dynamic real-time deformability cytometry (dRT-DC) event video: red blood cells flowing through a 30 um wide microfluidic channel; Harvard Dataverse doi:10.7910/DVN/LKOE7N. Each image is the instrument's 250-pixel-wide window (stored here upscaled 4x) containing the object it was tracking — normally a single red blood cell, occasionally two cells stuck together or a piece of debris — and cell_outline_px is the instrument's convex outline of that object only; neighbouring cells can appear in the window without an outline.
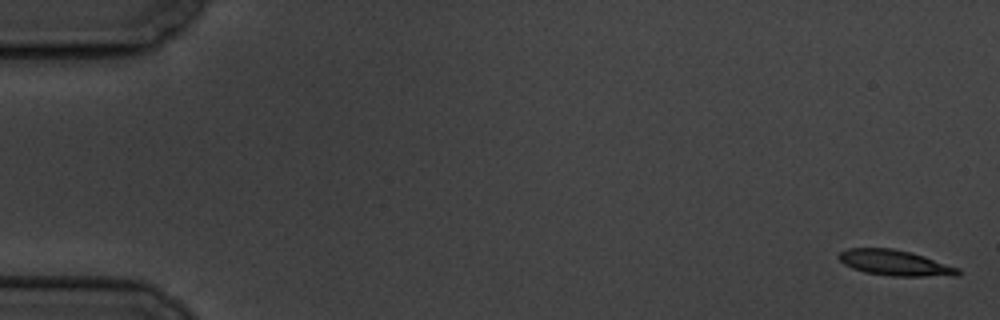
{"species": "common noctule bat (a hibernating species)", "species_latin": "Nyctalus noctula", "temperature_condition": "cold", "stored_images_in_passage": 8, "camera_frame_rate_fps": 3000, "um_per_image_px": 0.085, "animal": {"sex": "male", "body_mass_g": 19.5, "forearm_length_mm": 54.6}, "frame": {"image": 1, "passage_image": 1, "time_ms": 0.0, "image_size_px": [1000, 320], "cell_outline_px": [[960, 272], [956, 276], [892, 276], [864, 272], [852, 268], [844, 264], [836, 256], [840, 252], [848, 248], [892, 248], [912, 252], [960, 268]], "centroid_in_image_um": [76.07, 22.34], "position_along_channel_um": 8.9, "area_um2": 17.86}}
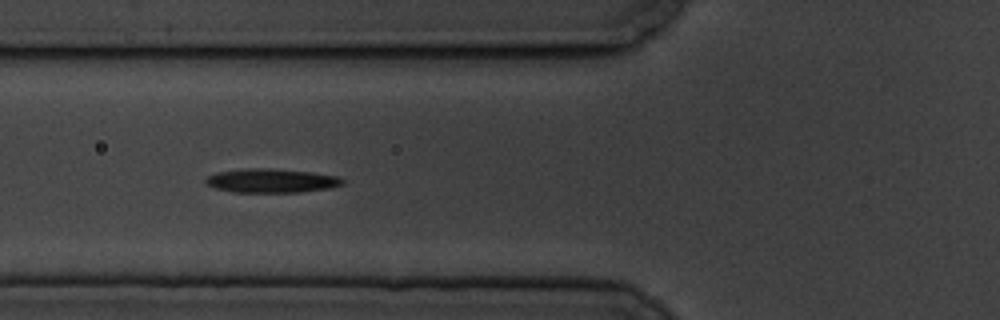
{"frame": {"image": 2, "passage_image": 7, "time_ms": 7.0, "image_size_px": [1000, 320], "cell_outline_px": [[344, 184], [328, 188], [300, 192], [232, 192], [216, 188], [208, 184], [204, 180], [208, 176], [220, 172], [244, 168], [272, 168], [312, 172], [336, 176], [344, 180]], "centroid_in_image_um": [23.08, 15.35], "position_along_channel_um": 102.7, "area_um2": 18.96}}
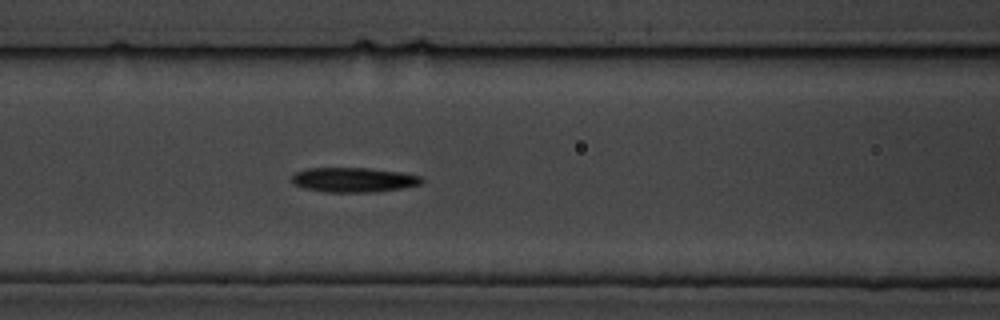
{"frame": {"image": 3, "passage_image": 8, "time_ms": 8.0, "image_size_px": [1000, 320], "cell_outline_px": [[424, 180], [420, 184], [400, 188], [376, 192], [324, 192], [304, 188], [292, 184], [292, 176], [296, 172], [308, 168], [368, 168], [400, 172], [420, 176]], "centroid_in_image_um": [30.02, 15.29], "position_along_channel_um": 136.6, "area_um2": 18.61}}